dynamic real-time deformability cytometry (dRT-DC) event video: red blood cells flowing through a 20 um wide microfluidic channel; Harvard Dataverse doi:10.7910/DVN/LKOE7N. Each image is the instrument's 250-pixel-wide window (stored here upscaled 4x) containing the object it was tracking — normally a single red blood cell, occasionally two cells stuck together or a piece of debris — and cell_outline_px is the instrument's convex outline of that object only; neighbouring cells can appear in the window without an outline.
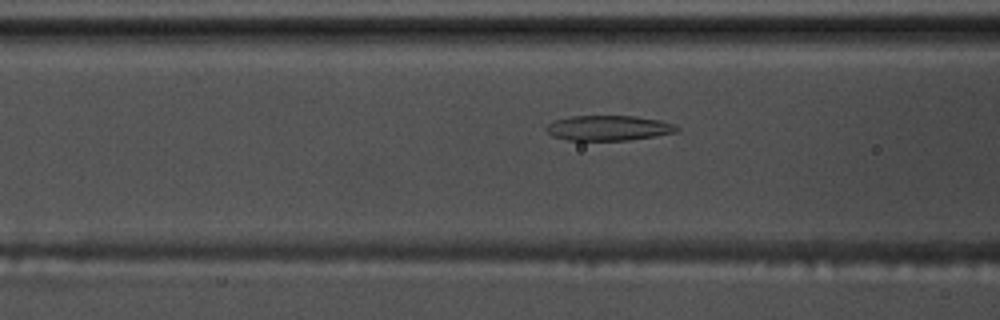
{"species": "common noctule bat (a hibernating species)", "species_latin": "Nyctalus noctula", "temperature_condition": "warm", "stored_images_in_passage": 57, "camera_frame_rate_fps": 3000, "um_per_image_px": 0.085, "animal": {"sex": "male", "body_mass_g": 17.5, "forearm_length_mm": 52.3}, "frame": {"image": 1, "passage_image": 23, "time_ms": 7.333, "image_size_px": [1000, 320], "cell_outline_px": [[680, 128], [676, 132], [628, 140], [568, 140], [552, 136], [544, 128], [548, 124], [556, 120], [568, 116], [636, 116], [660, 120], [676, 124]], "centroid_in_image_um": [51.72, 10.87], "position_along_channel_um": 114.9, "area_um2": 19.07}}
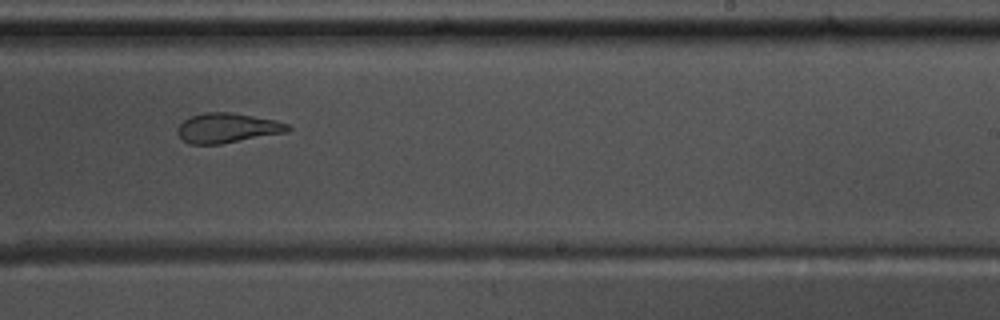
{"frame": {"image": 2, "passage_image": 36, "time_ms": 11.667, "image_size_px": [1000, 320], "cell_outline_px": [[292, 128], [288, 132], [220, 144], [188, 144], [176, 132], [180, 124], [184, 120], [192, 116], [208, 112], [228, 112], [276, 120], [288, 124]], "centroid_in_image_um": [19.34, 10.88], "position_along_channel_um": 269.7, "area_um2": 18.96}}
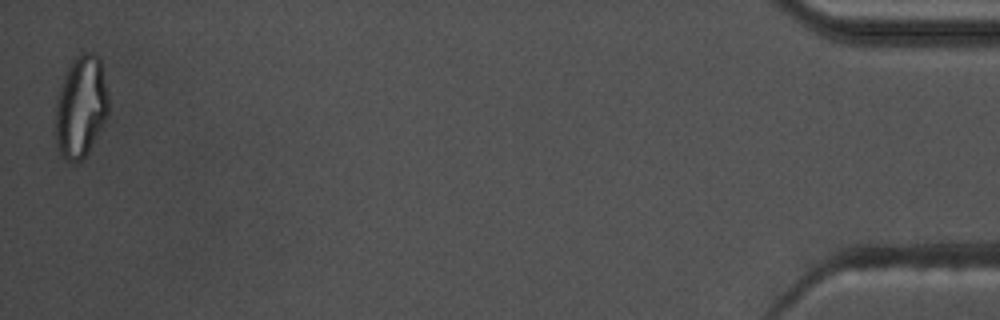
{"frame": {"image": 3, "passage_image": 57, "time_ms": 18.667, "image_size_px": [1000, 320], "cell_outline_px": [[108, 116], [88, 152], [80, 160], [64, 160], [60, 156], [56, 144], [56, 100], [64, 76], [72, 60], [76, 56], [84, 52], [92, 52], [100, 56], [108, 96]], "centroid_in_image_um": [6.88, 9.05], "position_along_channel_um": 428.3, "area_um2": 31.44}, "authors_computed_cell_mechanics": {"area_um2": 20.6924, "velocity_mm_per_s": 3.5822, "shape_relaxation_time_tau1_ms": null, "shape_relaxation_time_tau2_ms": 2.8213, "deformation_change_tau1": null, "deformation_change_tau2": 0.1148}}